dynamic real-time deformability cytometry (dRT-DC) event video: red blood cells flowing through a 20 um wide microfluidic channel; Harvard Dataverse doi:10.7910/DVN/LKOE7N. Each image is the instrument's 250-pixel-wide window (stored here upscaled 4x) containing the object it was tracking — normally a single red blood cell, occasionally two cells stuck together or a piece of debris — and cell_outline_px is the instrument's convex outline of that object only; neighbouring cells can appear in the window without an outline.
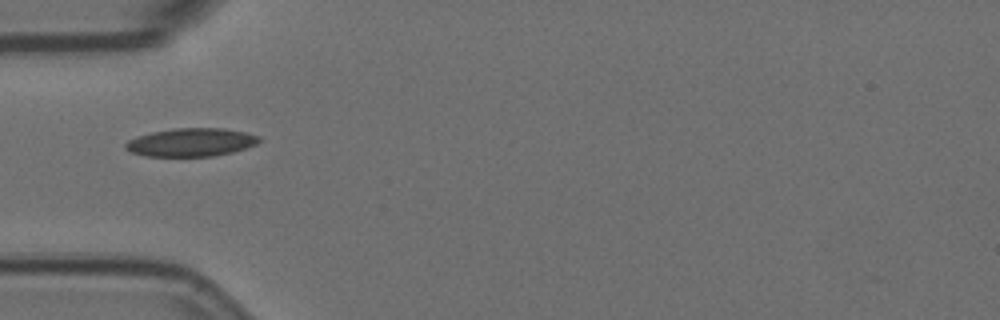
{"species": "Egyptian fruit bat (a non-hibernating species)", "species_latin": "Rousettus aegyptiacus", "temperature_condition": "room temperature", "stored_images_in_passage": 7, "camera_frame_rate_fps": 3000, "um_per_image_px": 0.085, "animal": {"sex": "female"}, "frame": {"image": 1, "passage_image": 1, "time_ms": 0.0, "image_size_px": [1000, 320], "cell_outline_px": [[260, 140], [256, 144], [232, 152], [212, 156], [144, 156], [132, 152], [124, 148], [124, 144], [128, 140], [136, 136], [152, 132], [176, 128], [224, 128], [244, 132], [260, 136]], "centroid_in_image_um": [16.21, 12.09], "position_along_channel_um": 68.8, "area_um2": 21.91}}
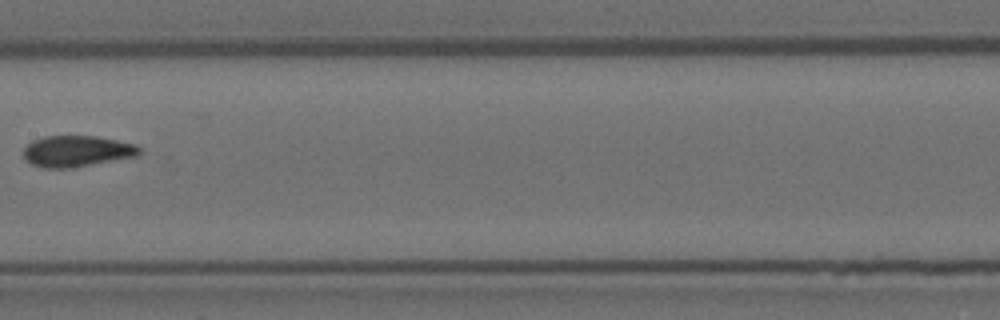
{"frame": {"image": 2, "passage_image": 4, "time_ms": 1.0, "image_size_px": [1000, 320], "cell_outline_px": [[144, 152], [136, 156], [68, 168], [44, 168], [32, 164], [24, 156], [24, 148], [32, 140], [44, 136], [96, 136], [136, 144], [144, 148]], "centroid_in_image_um": [6.57, 12.84], "position_along_channel_um": 200.8, "area_um2": 20.98}}
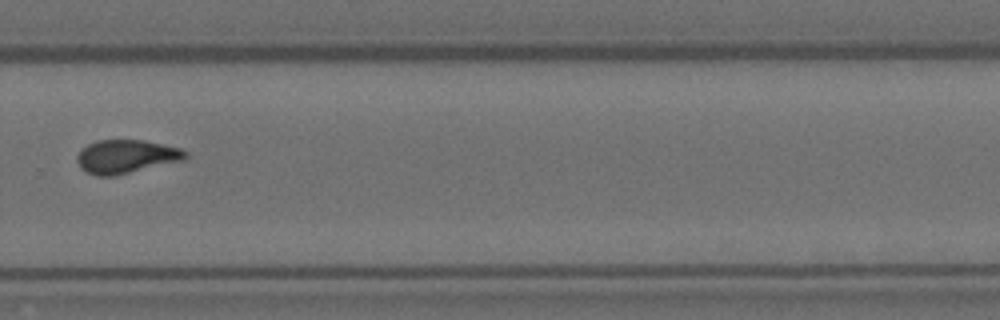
{"frame": {"image": 3, "passage_image": 7, "time_ms": 2.0, "image_size_px": [1000, 320], "cell_outline_px": [[188, 156], [184, 160], [116, 176], [96, 176], [84, 172], [80, 168], [76, 160], [76, 156], [80, 148], [96, 140], [144, 140], [180, 148], [188, 152]], "centroid_in_image_um": [10.69, 13.31], "position_along_channel_um": 319.1, "area_um2": 21.56}}